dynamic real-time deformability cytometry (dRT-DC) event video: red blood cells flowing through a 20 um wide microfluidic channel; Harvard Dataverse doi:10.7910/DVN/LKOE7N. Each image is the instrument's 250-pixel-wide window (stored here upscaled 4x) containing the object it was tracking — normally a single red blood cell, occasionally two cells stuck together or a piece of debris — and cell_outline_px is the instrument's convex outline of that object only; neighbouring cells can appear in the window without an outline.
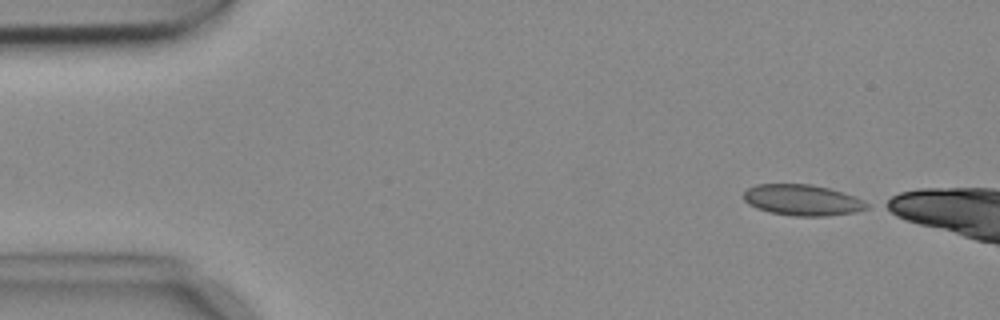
{"species": "common noctule bat (a hibernating species)", "species_latin": "Nyctalus noctula", "temperature_condition": "cold", "stored_images_in_passage": 4, "camera_frame_rate_fps": 3000, "um_per_image_px": 0.085, "animal": {"sex": "female", "body_mass_g": 18.4}, "frame": {"image": 1, "passage_image": 1, "time_ms": 0.0, "image_size_px": [1000, 320], "cell_outline_px": [[872, 204], [868, 208], [856, 212], [824, 216], [792, 216], [768, 212], [756, 208], [748, 204], [744, 200], [744, 192], [748, 188], [756, 184], [812, 184], [828, 188], [864, 200]], "centroid_in_image_um": [68.19, 17.01], "position_along_channel_um": 16.8, "area_um2": 22.31}}